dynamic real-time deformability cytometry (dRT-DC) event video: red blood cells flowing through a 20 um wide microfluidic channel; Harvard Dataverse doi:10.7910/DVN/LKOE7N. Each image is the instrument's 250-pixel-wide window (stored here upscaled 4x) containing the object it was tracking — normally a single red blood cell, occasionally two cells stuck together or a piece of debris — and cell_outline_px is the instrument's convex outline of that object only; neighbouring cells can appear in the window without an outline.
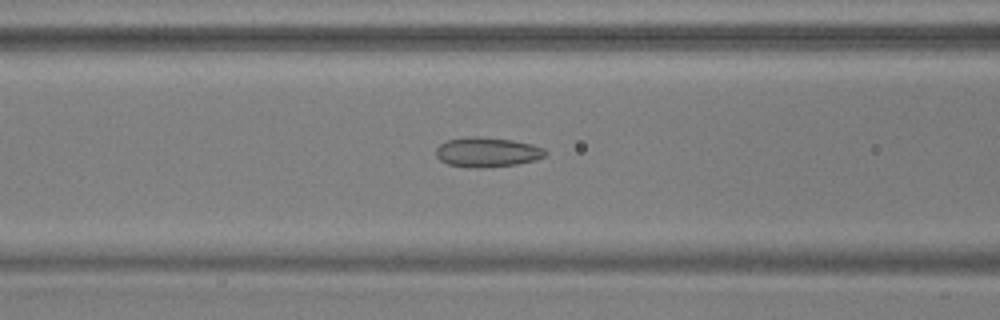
{"species": "common noctule bat (a hibernating species)", "species_latin": "Nyctalus noctula", "temperature_condition": "warm", "stored_images_in_passage": 55, "camera_frame_rate_fps": 3000, "um_per_image_px": 0.085, "animal": {"sex": "male", "body_mass_g": 17.9, "forearm_length_mm": 54.2}, "frame": {"image": 1, "passage_image": 23, "time_ms": 7.333, "image_size_px": [1000, 320], "cell_outline_px": [[548, 152], [544, 156], [536, 160], [516, 164], [484, 168], [464, 168], [448, 164], [440, 160], [436, 156], [436, 148], [440, 144], [448, 140], [468, 136], [480, 136], [512, 140], [532, 144], [544, 148]], "centroid_in_image_um": [41.4, 12.94], "position_along_channel_um": 125.2, "area_um2": 19.19}}
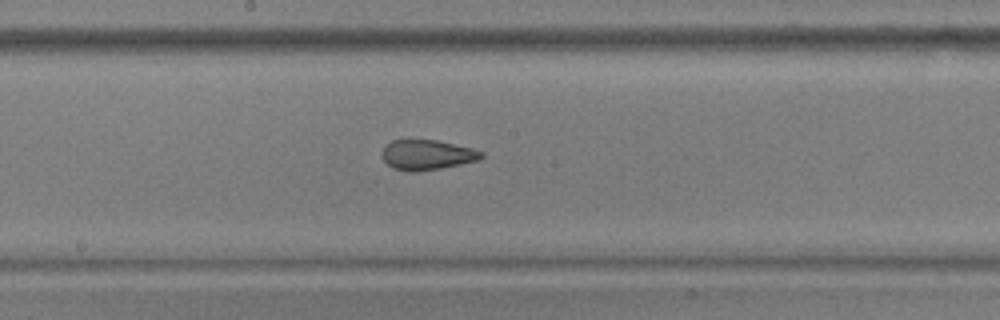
{"frame": {"image": 2, "passage_image": 30, "time_ms": 9.667, "image_size_px": [1000, 320], "cell_outline_px": [[484, 156], [480, 160], [440, 168], [416, 172], [408, 172], [392, 168], [380, 156], [380, 152], [392, 140], [436, 140], [472, 148], [484, 152]], "centroid_in_image_um": [36.29, 13.17], "position_along_channel_um": 211.9, "area_um2": 17.46}}
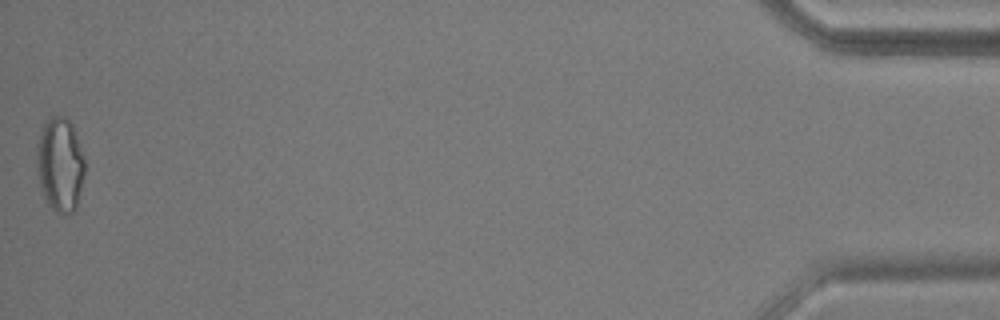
{"frame": {"image": 3, "passage_image": 55, "time_ms": 18.0, "image_size_px": [1000, 320], "cell_outline_px": [[84, 172], [76, 208], [72, 212], [56, 212], [48, 204], [44, 196], [40, 184], [36, 164], [36, 144], [40, 132], [44, 124], [52, 116], [64, 116], [72, 124], [84, 160]], "centroid_in_image_um": [5.08, 13.96], "position_along_channel_um": 430.1, "area_um2": 25.95}, "authors_computed_cell_mechanics": {"area_um2": 20.23, "velocity_mm_per_s": 3.7096, "shape_relaxation_time_tau1_ms": null, "shape_relaxation_time_tau2_ms": 1.7708, "deformation_change_tau1": null, "deformation_change_tau2": 0.0902}}